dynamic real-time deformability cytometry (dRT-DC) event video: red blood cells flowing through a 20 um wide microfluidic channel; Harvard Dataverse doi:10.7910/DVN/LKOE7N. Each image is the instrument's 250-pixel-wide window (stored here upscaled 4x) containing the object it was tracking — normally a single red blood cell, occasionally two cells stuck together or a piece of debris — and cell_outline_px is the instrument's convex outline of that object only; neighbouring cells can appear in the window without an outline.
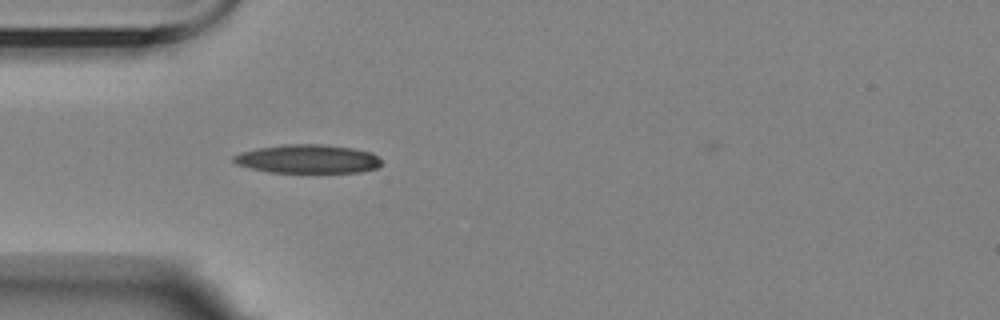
{"species": "Egyptian fruit bat (a non-hibernating species)", "species_latin": "Rousettus aegyptiacus", "temperature_condition": "room temperature", "stored_images_in_passage": 4, "camera_frame_rate_fps": 3000, "um_per_image_px": 0.085, "animal": {"sex": "female"}, "frame": {"image": 1, "passage_image": 4, "time_ms": 3.667, "image_size_px": [1000, 320], "cell_outline_px": [[384, 164], [376, 168], [360, 172], [268, 172], [236, 164], [232, 160], [232, 156], [240, 152], [256, 148], [284, 144], [320, 144], [352, 148], [372, 152]], "centroid_in_image_um": [26.15, 13.5], "position_along_channel_um": 58.9, "area_um2": 24.74}}